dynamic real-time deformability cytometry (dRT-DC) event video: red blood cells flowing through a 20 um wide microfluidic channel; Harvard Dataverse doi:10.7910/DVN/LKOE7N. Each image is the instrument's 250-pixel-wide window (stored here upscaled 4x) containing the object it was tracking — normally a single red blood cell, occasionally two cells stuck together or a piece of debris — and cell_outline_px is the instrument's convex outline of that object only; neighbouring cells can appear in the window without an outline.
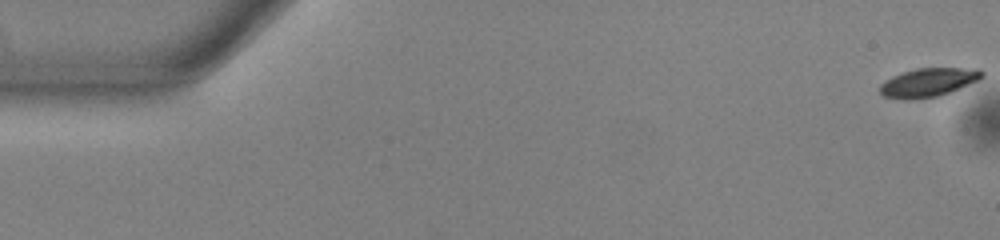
{"species": "common noctule bat (a hibernating species)", "species_latin": "Nyctalus noctula", "temperature_condition": "warm", "stored_images_in_passage": 23, "camera_frame_rate_fps": 3000, "um_per_image_px": 0.085, "animal": {"sex": "male", "body_mass_g": 13.0, "forearm_length_mm": 53.1}, "frame": {"image": 1, "passage_image": 1, "time_ms": 0.0, "image_size_px": [1000, 240], "cell_outline_px": [[984, 76], [976, 80], [940, 96], [908, 100], [904, 100], [884, 96], [880, 92], [880, 84], [884, 80], [892, 76], [916, 68], [980, 68], [984, 72]], "centroid_in_image_um": [78.88, 7.0], "position_along_channel_um": 6.1, "area_um2": 16.99}}
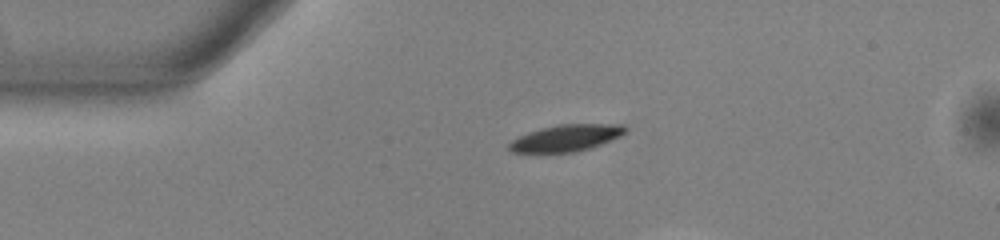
{"frame": {"image": 2, "passage_image": 13, "time_ms": 4.0, "image_size_px": [1000, 240], "cell_outline_px": [[628, 128], [620, 136], [592, 148], [572, 152], [512, 152], [508, 148], [508, 144], [512, 140], [528, 132], [540, 128], [556, 124], [624, 124]], "centroid_in_image_um": [48.13, 11.72], "position_along_channel_um": 36.9, "area_um2": 18.03}}
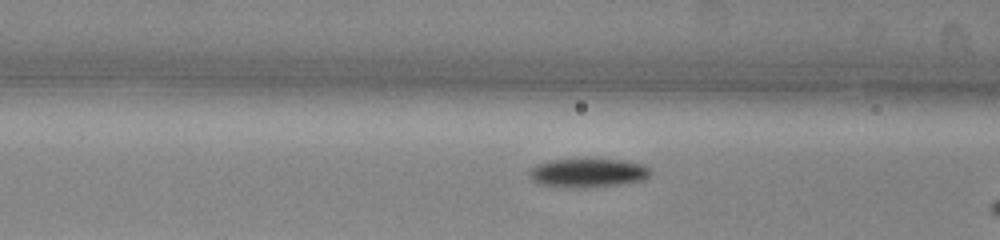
{"frame": {"image": 3, "passage_image": 22, "time_ms": 7.0, "image_size_px": [1000, 240], "cell_outline_px": [[652, 172], [644, 180], [620, 184], [588, 188], [560, 188], [540, 184], [532, 180], [528, 176], [528, 172], [536, 164], [552, 160], [624, 160], [644, 164], [652, 168]], "centroid_in_image_um": [49.98, 14.72], "position_along_channel_um": 116.6, "area_um2": 20.63}}